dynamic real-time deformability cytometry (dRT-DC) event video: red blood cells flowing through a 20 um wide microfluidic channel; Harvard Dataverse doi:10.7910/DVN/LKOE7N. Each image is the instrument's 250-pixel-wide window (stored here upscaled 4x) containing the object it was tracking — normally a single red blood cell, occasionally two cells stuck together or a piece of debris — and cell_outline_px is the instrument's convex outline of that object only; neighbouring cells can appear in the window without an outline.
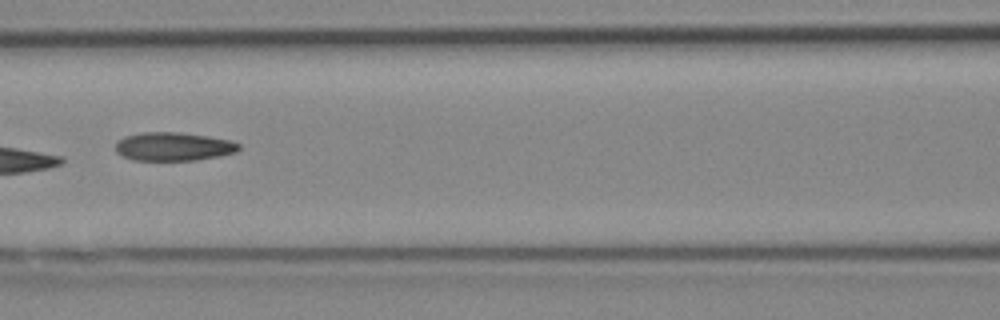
{"species": "Egyptian fruit bat (a non-hibernating species)", "species_latin": "Rousettus aegyptiacus", "temperature_condition": "cold", "stored_images_in_passage": 7, "camera_frame_rate_fps": 3000, "um_per_image_px": 0.085, "animal": {"sex": "female"}, "frame": {"image": 1, "passage_image": 6, "time_ms": 1.667, "image_size_px": [1000, 320], "cell_outline_px": [[240, 148], [236, 152], [220, 156], [196, 160], [132, 160], [116, 152], [116, 140], [124, 136], [144, 132], [176, 132], [208, 136], [228, 140], [240, 144]], "centroid_in_image_um": [14.72, 12.45], "position_along_channel_um": 151.9, "area_um2": 20.46}}
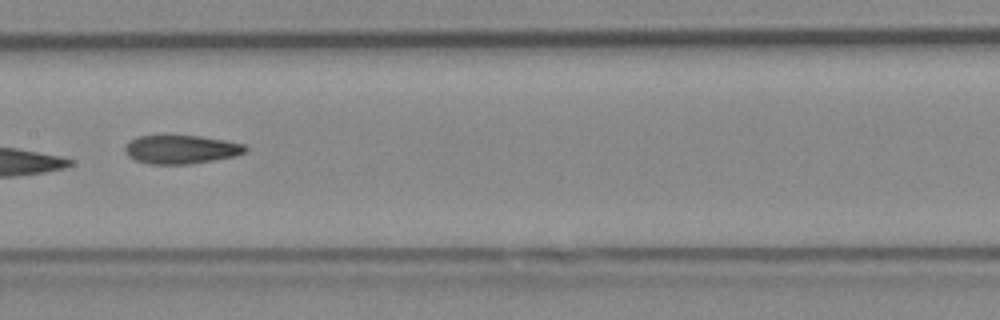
{"frame": {"image": 2, "passage_image": 7, "time_ms": 2.0, "image_size_px": [1000, 320], "cell_outline_px": [[248, 148], [244, 152], [236, 156], [188, 164], [148, 164], [136, 160], [128, 156], [124, 152], [124, 148], [136, 136], [164, 132], [200, 136], [224, 140], [244, 144]], "centroid_in_image_um": [15.33, 12.65], "position_along_channel_um": 192.1, "area_um2": 20.81}}